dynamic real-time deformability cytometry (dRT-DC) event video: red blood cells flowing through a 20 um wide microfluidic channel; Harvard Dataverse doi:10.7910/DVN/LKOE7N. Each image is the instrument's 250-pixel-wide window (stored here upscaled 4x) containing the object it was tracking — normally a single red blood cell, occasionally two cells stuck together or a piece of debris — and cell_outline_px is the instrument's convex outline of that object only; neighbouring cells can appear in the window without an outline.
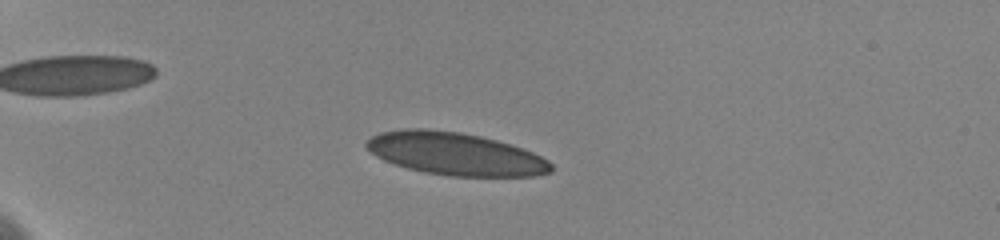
{"species": "human", "species_latin": "Homo sapiens", "temperature_condition": "cold", "stored_images_in_passage": 79, "camera_frame_rate_fps": 3000, "um_per_image_px": 0.085, "donor": {"sex": "female"}, "frame": {"image": 1, "passage_image": 17, "time_ms": 4.0, "image_size_px": [1000, 240], "cell_outline_px": [[552, 172], [536, 176], [448, 176], [424, 172], [408, 168], [384, 160], [376, 156], [364, 144], [372, 136], [380, 132], [404, 128], [424, 128], [460, 132], [480, 136], [496, 140], [532, 152], [548, 160], [552, 164]], "centroid_in_image_um": [38.7, 13.07], "position_along_channel_um": 46.3, "area_um2": 45.72}}
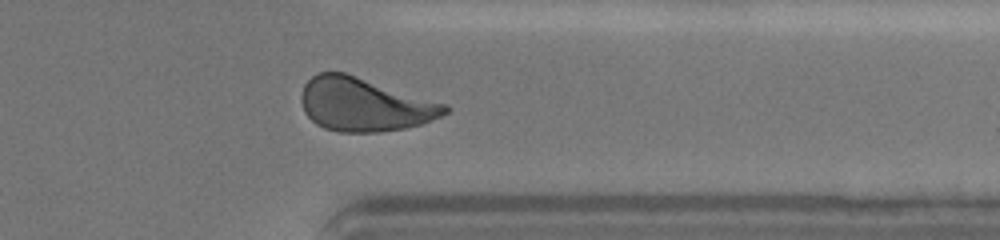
{"frame": {"image": 2, "passage_image": 65, "time_ms": 14.667, "image_size_px": [1000, 240], "cell_outline_px": [[452, 108], [448, 112], [440, 116], [420, 124], [404, 128], [380, 132], [340, 132], [324, 128], [316, 124], [304, 112], [300, 100], [300, 96], [304, 84], [316, 72], [344, 72], [448, 104]], "centroid_in_image_um": [30.96, 8.88], "position_along_channel_um": 380.4, "area_um2": 44.85}}
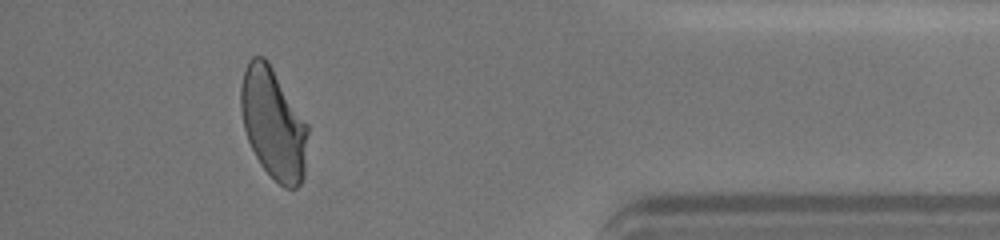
{"frame": {"image": 3, "passage_image": 72, "time_ms": 16.333, "image_size_px": [1000, 240], "cell_outline_px": [[308, 132], [304, 180], [296, 188], [284, 188], [260, 164], [248, 140], [244, 128], [240, 108], [240, 88], [244, 72], [248, 60], [252, 56], [264, 56], [268, 60], [308, 124]], "centroid_in_image_um": [23.24, 10.49], "position_along_channel_um": 412.0, "area_um2": 43.41}, "authors_computed_cell_mechanics": {"area_um2": 44.506, "velocity_mm_per_s": 3.6013, "shape_relaxation_time_tau1_ms": 8.1723, "shape_relaxation_time_tau2_ms": 0.8523, "deformation_change_tau1": 0.1729, "deformation_change_tau2": 0.0738}}